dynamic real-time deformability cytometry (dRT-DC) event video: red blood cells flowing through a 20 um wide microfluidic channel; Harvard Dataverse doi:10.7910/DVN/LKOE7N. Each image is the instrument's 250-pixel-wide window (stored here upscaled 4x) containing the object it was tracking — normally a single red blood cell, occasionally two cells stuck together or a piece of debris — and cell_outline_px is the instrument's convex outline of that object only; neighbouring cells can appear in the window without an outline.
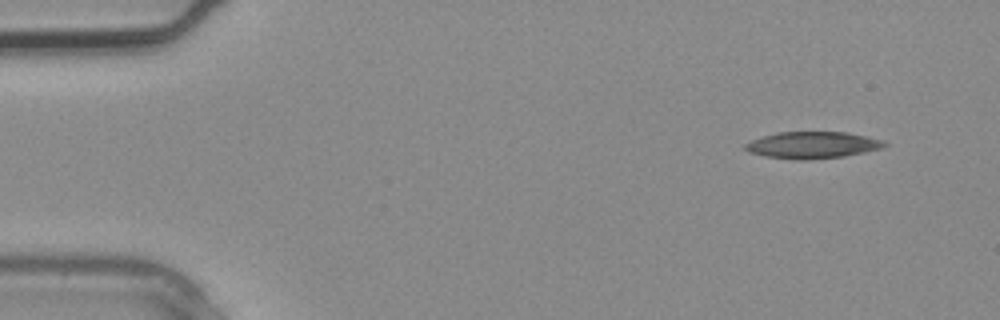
{"species": "common noctule bat (a hibernating species)", "species_latin": "Nyctalus noctula", "temperature_condition": "warm", "stored_images_in_passage": 3, "camera_frame_rate_fps": 3000, "um_per_image_px": 0.085, "animal": {"sex": "male", "body_mass_g": 20.4}, "frame": {"image": 1, "passage_image": 1, "time_ms": 0.0, "image_size_px": [1000, 320], "cell_outline_px": [[888, 144], [884, 148], [844, 156], [800, 160], [796, 160], [764, 156], [748, 152], [744, 148], [744, 144], [752, 140], [776, 132], [848, 132], [884, 140]], "centroid_in_image_um": [69.07, 12.32], "position_along_channel_um": 15.9, "area_um2": 21.73}}